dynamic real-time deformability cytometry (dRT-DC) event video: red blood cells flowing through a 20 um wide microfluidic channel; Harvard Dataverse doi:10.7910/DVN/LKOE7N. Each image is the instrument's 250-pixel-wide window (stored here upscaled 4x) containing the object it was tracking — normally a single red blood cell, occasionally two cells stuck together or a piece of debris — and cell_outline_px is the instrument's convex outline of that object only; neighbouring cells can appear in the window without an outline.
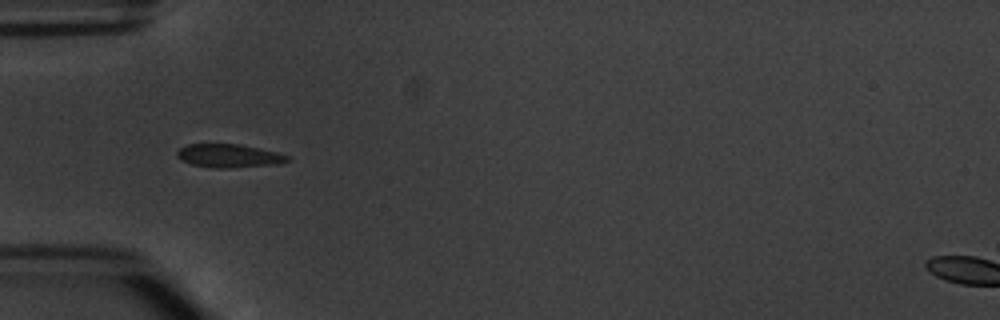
{"species": "common noctule bat (a hibernating species)", "species_latin": "Nyctalus noctula", "temperature_condition": "warm", "stored_images_in_passage": 4, "camera_frame_rate_fps": 3000, "um_per_image_px": 0.085, "animal": {"sex": "male", "body_mass_g": 20.1, "forearm_length_mm": 53.5}, "frame": {"image": 1, "passage_image": 2, "time_ms": 1.0, "image_size_px": [1000, 320], "cell_outline_px": [[292, 160], [276, 164], [228, 168], [212, 168], [192, 164], [180, 160], [176, 156], [176, 152], [180, 148], [188, 144], [240, 144], [276, 152], [288, 156]], "centroid_in_image_um": [19.43, 13.24], "position_along_channel_um": 65.6, "area_um2": 15.03}}